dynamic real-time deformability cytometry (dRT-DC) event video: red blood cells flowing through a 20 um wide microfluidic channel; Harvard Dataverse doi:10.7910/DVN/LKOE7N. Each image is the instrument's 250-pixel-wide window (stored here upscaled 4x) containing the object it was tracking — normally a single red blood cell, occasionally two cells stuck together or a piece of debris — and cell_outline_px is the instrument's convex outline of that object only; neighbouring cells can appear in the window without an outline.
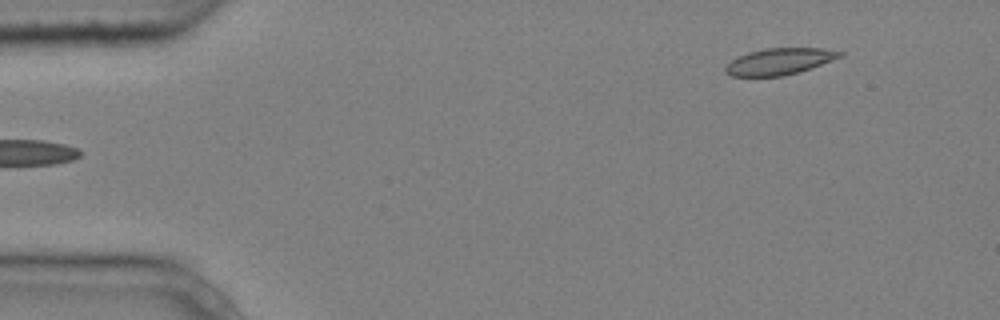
{"species": "common noctule bat (a hibernating species)", "species_latin": "Nyctalus noctula", "temperature_condition": "cold", "stored_images_in_passage": 5, "segment_of_instrument_passage": [2, 2], "camera_frame_rate_fps": 3000, "um_per_image_px": 0.085, "animal": {"sex": "male", "body_mass_g": 20.4}, "frame": {"image": 1, "passage_image": 5, "time_ms": 1.333, "image_size_px": [1000, 320], "cell_outline_px": [[844, 56], [812, 68], [800, 72], [784, 76], [732, 76], [724, 72], [724, 68], [732, 60], [748, 52], [764, 48], [824, 48], [844, 52]], "centroid_in_image_um": [66.3, 5.22], "position_along_channel_um": 18.7, "area_um2": 17.8}}